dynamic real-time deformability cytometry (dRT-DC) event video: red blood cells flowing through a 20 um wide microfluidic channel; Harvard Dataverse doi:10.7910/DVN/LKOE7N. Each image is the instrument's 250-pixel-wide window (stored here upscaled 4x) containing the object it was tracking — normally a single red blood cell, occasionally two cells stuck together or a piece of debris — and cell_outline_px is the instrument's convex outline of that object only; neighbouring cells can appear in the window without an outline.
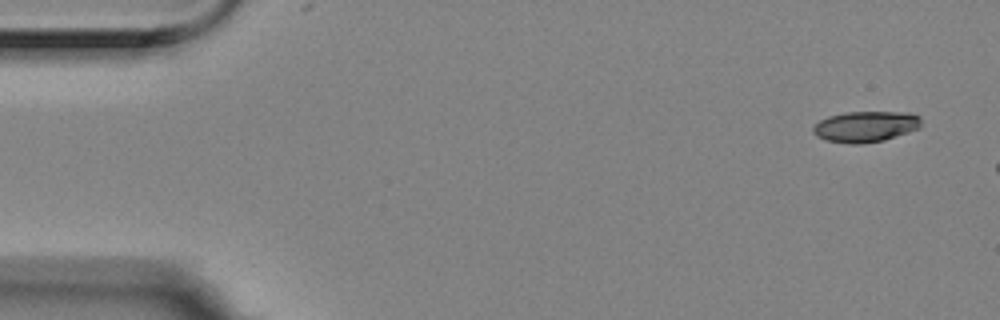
{"species": "Egyptian fruit bat (a non-hibernating species)", "species_latin": "Rousettus aegyptiacus", "temperature_condition": "room temperature", "stored_images_in_passage": 3, "camera_frame_rate_fps": 3000, "um_per_image_px": 0.085, "animal": {"sex": "female"}, "frame": {"image": 1, "passage_image": 1, "time_ms": 0.0, "image_size_px": [1000, 320], "cell_outline_px": [[920, 128], [884, 140], [860, 144], [852, 144], [828, 140], [816, 136], [812, 132], [812, 128], [820, 120], [828, 116], [844, 112], [912, 112], [920, 116]], "centroid_in_image_um": [73.58, 10.75], "position_along_channel_um": 11.4, "area_um2": 19.48}}